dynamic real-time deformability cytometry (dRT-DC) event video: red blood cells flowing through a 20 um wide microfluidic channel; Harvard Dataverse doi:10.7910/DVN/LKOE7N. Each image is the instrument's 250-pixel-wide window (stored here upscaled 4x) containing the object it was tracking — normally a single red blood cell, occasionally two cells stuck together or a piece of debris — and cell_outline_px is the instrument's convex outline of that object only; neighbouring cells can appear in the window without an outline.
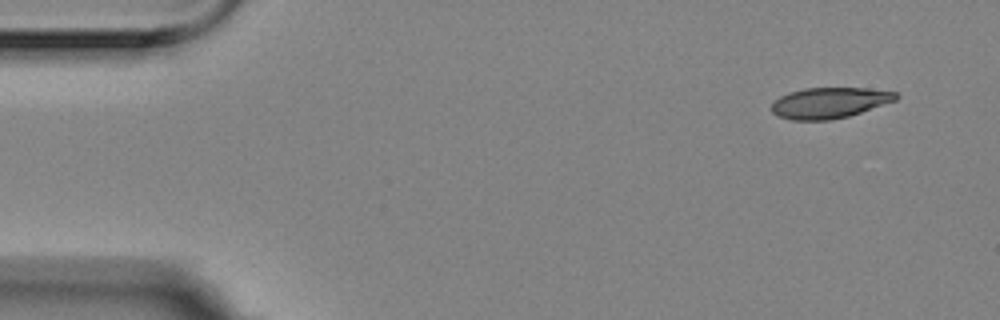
{"species": "Egyptian fruit bat (a non-hibernating species)", "species_latin": "Rousettus aegyptiacus", "temperature_condition": "room temperature", "stored_images_in_passage": 6, "camera_frame_rate_fps": 3000, "um_per_image_px": 0.085, "animal": {"sex": "female"}, "frame": {"image": 1, "passage_image": 1, "time_ms": 0.0, "image_size_px": [1000, 320], "cell_outline_px": [[900, 96], [896, 100], [848, 116], [832, 120], [792, 120], [776, 116], [772, 112], [772, 104], [780, 96], [804, 88], [864, 88], [896, 92]], "centroid_in_image_um": [70.49, 8.74], "position_along_channel_um": 14.5, "area_um2": 22.14}}
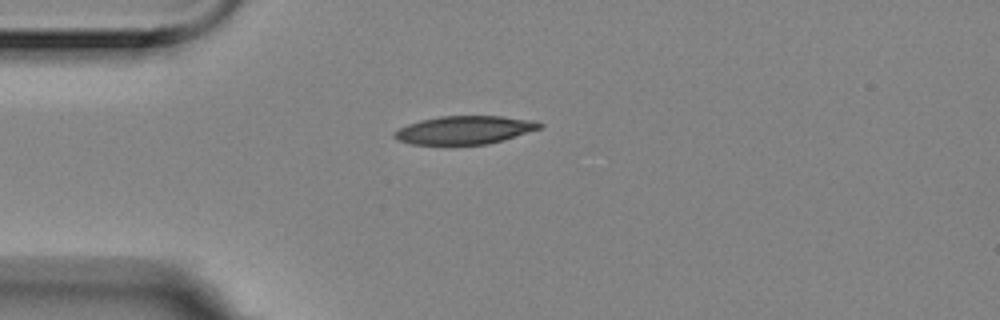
{"frame": {"image": 2, "passage_image": 4, "time_ms": 1.0, "image_size_px": [1000, 320], "cell_outline_px": [[544, 124], [540, 128], [504, 140], [488, 144], [412, 144], [400, 140], [392, 136], [392, 132], [408, 124], [420, 120], [440, 116], [500, 116], [536, 120]], "centroid_in_image_um": [39.5, 11.04], "position_along_channel_um": 45.5, "area_um2": 23.81}}
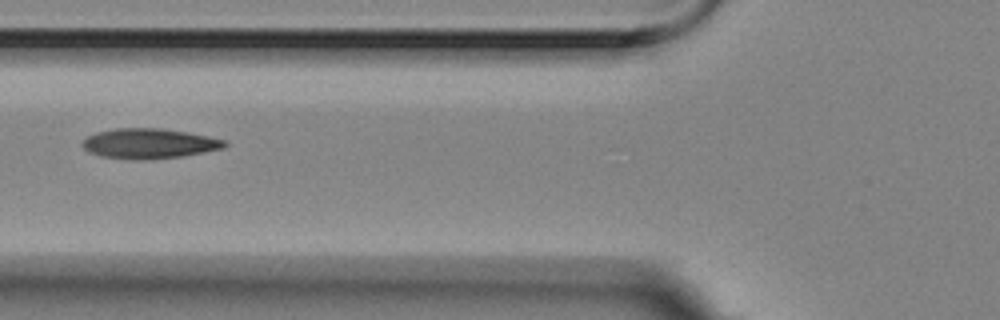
{"frame": {"image": 3, "passage_image": 6, "time_ms": 1.667, "image_size_px": [1000, 320], "cell_outline_px": [[228, 144], [224, 148], [184, 156], [152, 160], [128, 160], [100, 156], [88, 152], [80, 144], [88, 136], [96, 132], [116, 128], [160, 128], [188, 132], [228, 140]], "centroid_in_image_um": [12.69, 12.21], "position_along_channel_um": 113.1, "area_um2": 25.37}}